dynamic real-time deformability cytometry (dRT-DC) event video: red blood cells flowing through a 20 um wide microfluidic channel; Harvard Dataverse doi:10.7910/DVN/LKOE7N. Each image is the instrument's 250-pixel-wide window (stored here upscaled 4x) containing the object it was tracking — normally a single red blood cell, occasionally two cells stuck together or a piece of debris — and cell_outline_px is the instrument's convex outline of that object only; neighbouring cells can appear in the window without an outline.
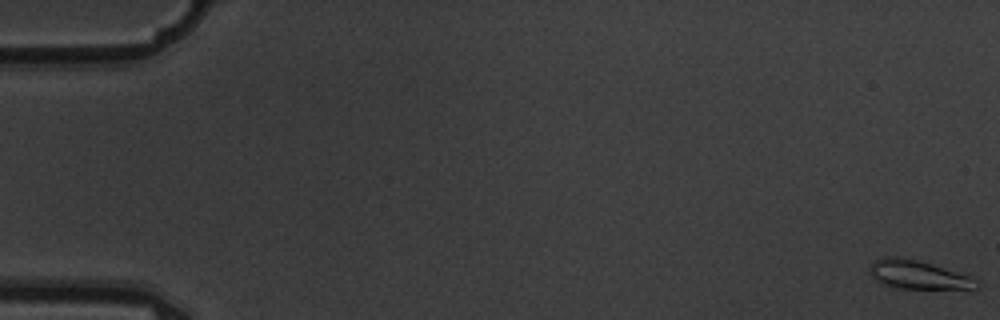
{"species": "common noctule bat (a hibernating species)", "species_latin": "Nyctalus noctula", "temperature_condition": "warm", "stored_images_in_passage": 6, "camera_frame_rate_fps": 3000, "um_per_image_px": 0.085, "animal": {"sex": "male", "body_mass_g": 19.5, "forearm_length_mm": 54.6}, "frame": {"image": 1, "passage_image": 1, "time_ms": 0.0, "image_size_px": [1000, 320], "cell_outline_px": [[980, 284], [976, 288], [896, 288], [880, 284], [872, 276], [868, 268], [876, 260], [884, 256], [896, 256], [916, 260], [968, 276], [976, 280]], "centroid_in_image_um": [77.94, 23.35], "position_along_channel_um": 7.1, "area_um2": 17.28}}
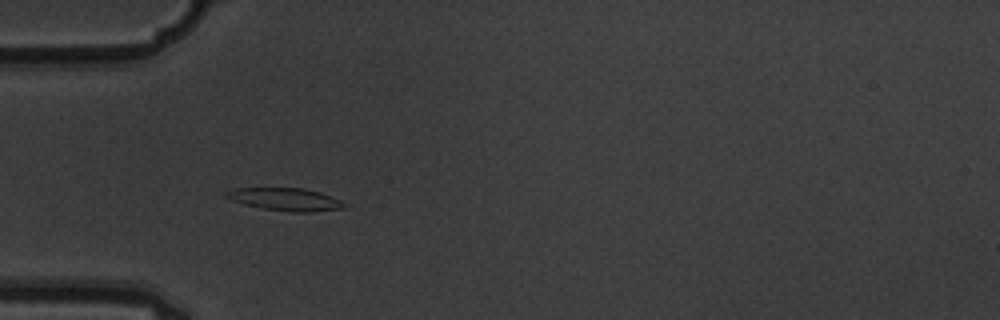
{"frame": {"image": 2, "passage_image": 5, "time_ms": 1.333, "image_size_px": [1000, 320], "cell_outline_px": [[344, 208], [308, 212], [292, 212], [264, 208], [244, 204], [232, 200], [224, 196], [224, 192], [232, 188], [300, 188], [320, 192], [332, 196], [340, 200], [344, 204]], "centroid_in_image_um": [24.22, 16.93], "position_along_channel_um": 60.8, "area_um2": 15.43}}
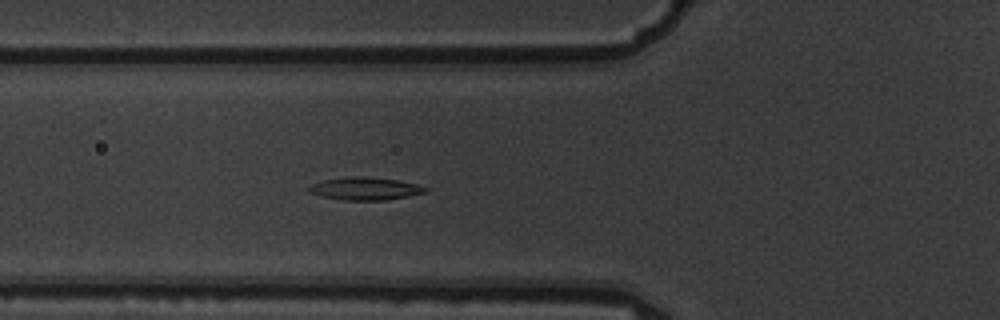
{"frame": {"image": 3, "passage_image": 6, "time_ms": 1.667, "image_size_px": [1000, 320], "cell_outline_px": [[428, 192], [388, 200], [344, 200], [320, 196], [308, 192], [308, 188], [312, 184], [324, 180], [348, 176], [360, 176], [396, 180], [420, 184], [428, 188]], "centroid_in_image_um": [31.06, 16.03], "position_along_channel_um": 94.7, "area_um2": 15.49}}